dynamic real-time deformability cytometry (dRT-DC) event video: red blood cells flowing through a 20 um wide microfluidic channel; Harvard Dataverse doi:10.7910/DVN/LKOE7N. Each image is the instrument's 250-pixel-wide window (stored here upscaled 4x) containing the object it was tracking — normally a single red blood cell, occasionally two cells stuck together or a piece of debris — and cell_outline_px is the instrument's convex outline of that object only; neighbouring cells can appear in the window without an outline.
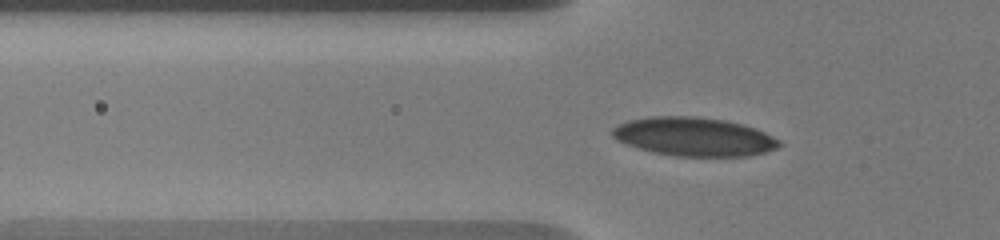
{"species": "human", "species_latin": "Homo sapiens", "temperature_condition": "warm", "stored_images_in_passage": 39, "camera_frame_rate_fps": 3000, "um_per_image_px": 0.085, "donor": {"sex": "male"}, "frame": {"image": 1, "passage_image": 13, "time_ms": 2.667, "image_size_px": [1000, 240], "cell_outline_px": [[780, 144], [776, 148], [764, 152], [748, 156], [676, 156], [652, 152], [636, 148], [616, 140], [612, 136], [612, 128], [628, 120], [648, 116], [696, 116], [724, 120], [744, 124], [756, 128], [780, 140]], "centroid_in_image_um": [58.96, 11.61], "position_along_channel_um": 66.8, "area_um2": 37.74}}
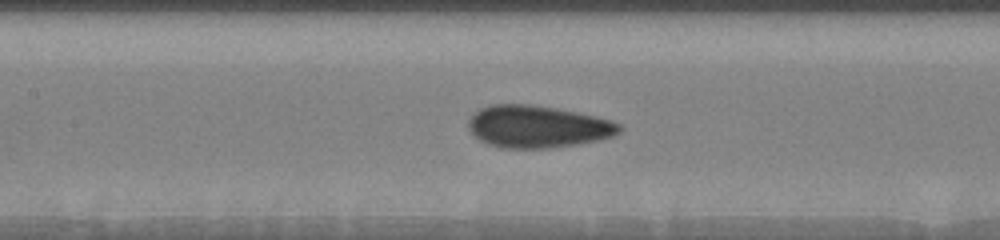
{"frame": {"image": 2, "passage_image": 23, "time_ms": 5.333, "image_size_px": [1000, 240], "cell_outline_px": [[624, 128], [620, 132], [612, 136], [596, 140], [576, 144], [548, 148], [500, 148], [488, 144], [480, 140], [468, 128], [468, 120], [480, 108], [492, 104], [532, 104], [556, 108], [576, 112], [608, 120], [620, 124]], "centroid_in_image_um": [45.67, 10.76], "position_along_channel_um": 161.7, "area_um2": 36.88}}
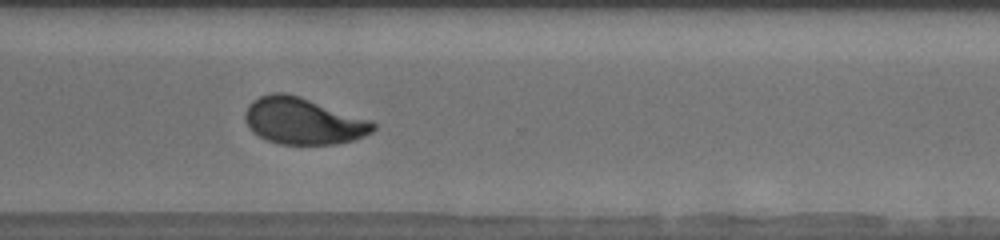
{"frame": {"image": 3, "passage_image": 38, "time_ms": 10.333, "image_size_px": [1000, 240], "cell_outline_px": [[376, 128], [372, 132], [364, 136], [352, 140], [336, 144], [280, 144], [268, 140], [252, 132], [244, 120], [244, 112], [248, 104], [252, 100], [260, 96], [272, 92], [284, 92], [300, 96], [372, 120], [376, 124]], "centroid_in_image_um": [25.76, 10.27], "position_along_channel_um": 344.8, "area_um2": 35.03}}